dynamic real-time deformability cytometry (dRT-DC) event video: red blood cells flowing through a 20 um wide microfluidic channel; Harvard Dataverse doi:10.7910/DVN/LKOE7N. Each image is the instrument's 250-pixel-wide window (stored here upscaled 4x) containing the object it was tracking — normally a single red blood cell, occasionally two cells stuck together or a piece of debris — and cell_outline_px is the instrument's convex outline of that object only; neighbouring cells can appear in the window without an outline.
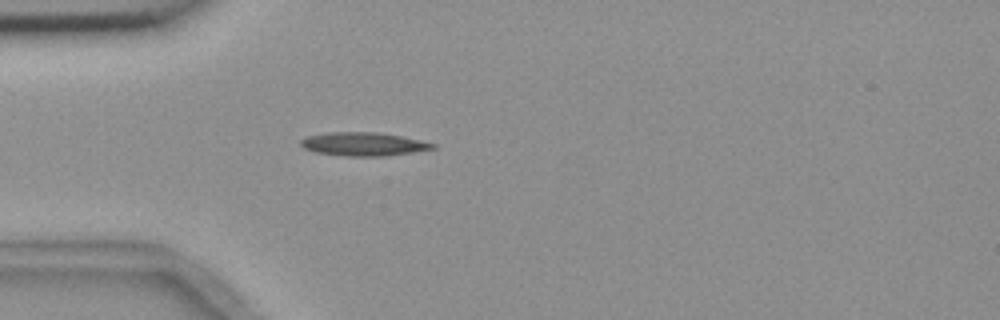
{"species": "common noctule bat (a hibernating species)", "species_latin": "Nyctalus noctula", "temperature_condition": "room temperature", "stored_images_in_passage": 4, "camera_frame_rate_fps": 3000, "um_per_image_px": 0.085, "animal": {"sex": "female", "body_mass_g": 18.4}, "frame": {"image": 1, "passage_image": 4, "time_ms": 3.333, "image_size_px": [1000, 320], "cell_outline_px": [[436, 148], [412, 152], [384, 156], [348, 156], [316, 152], [304, 148], [300, 144], [300, 140], [308, 136], [328, 132], [376, 132], [400, 136], [420, 140], [436, 144]], "centroid_in_image_um": [30.89, 12.24], "position_along_channel_um": 54.1, "area_um2": 17.86}}